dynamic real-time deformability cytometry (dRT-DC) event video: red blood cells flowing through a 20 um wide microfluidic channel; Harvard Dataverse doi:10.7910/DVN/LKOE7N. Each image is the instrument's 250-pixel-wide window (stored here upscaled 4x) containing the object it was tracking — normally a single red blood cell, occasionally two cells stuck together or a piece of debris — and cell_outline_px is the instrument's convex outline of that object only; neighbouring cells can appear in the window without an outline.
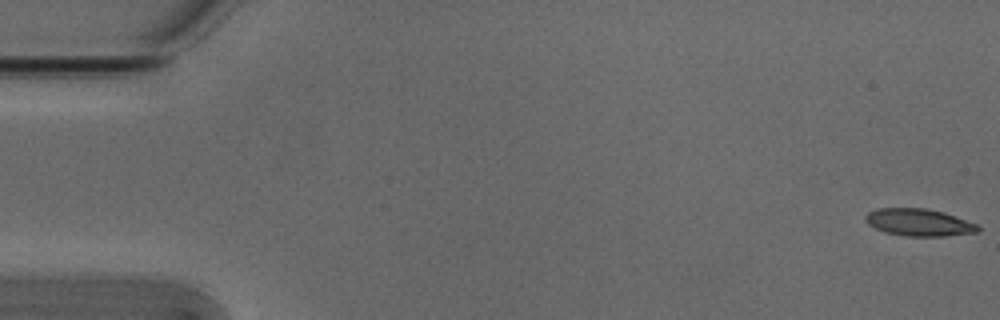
{"species": "Egyptian fruit bat (a non-hibernating species)", "species_latin": "Rousettus aegyptiacus", "temperature_condition": "cold", "stored_images_in_passage": 6, "camera_frame_rate_fps": 3000, "um_per_image_px": 0.085, "animal": {"sex": "male"}, "frame": {"image": 1, "passage_image": 1, "time_ms": 0.0, "image_size_px": [1000, 320], "cell_outline_px": [[980, 232], [944, 236], [904, 236], [884, 232], [868, 224], [864, 220], [864, 216], [868, 212], [876, 208], [924, 208], [944, 212], [976, 224], [980, 228]], "centroid_in_image_um": [78.08, 18.9], "position_along_channel_um": 6.9, "area_um2": 17.92}}
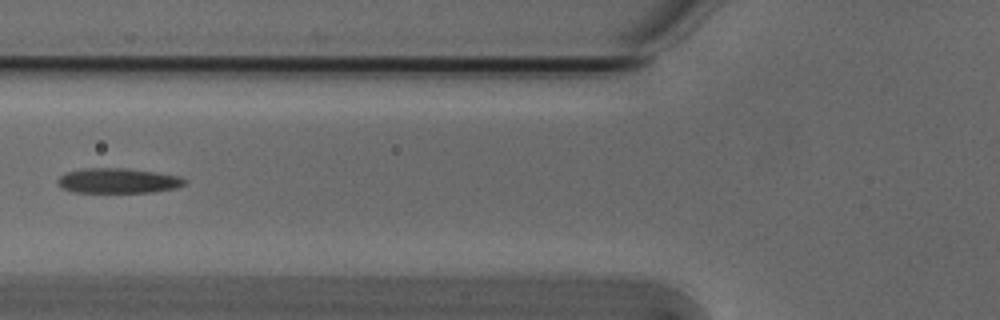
{"frame": {"image": 2, "passage_image": 6, "time_ms": 1.667, "image_size_px": [1000, 320], "cell_outline_px": [[188, 180], [184, 184], [176, 188], [152, 192], [72, 192], [60, 188], [56, 184], [56, 180], [64, 172], [80, 168], [128, 168], [180, 176]], "centroid_in_image_um": [9.96, 15.35], "position_along_channel_um": 115.8, "area_um2": 18.79}}